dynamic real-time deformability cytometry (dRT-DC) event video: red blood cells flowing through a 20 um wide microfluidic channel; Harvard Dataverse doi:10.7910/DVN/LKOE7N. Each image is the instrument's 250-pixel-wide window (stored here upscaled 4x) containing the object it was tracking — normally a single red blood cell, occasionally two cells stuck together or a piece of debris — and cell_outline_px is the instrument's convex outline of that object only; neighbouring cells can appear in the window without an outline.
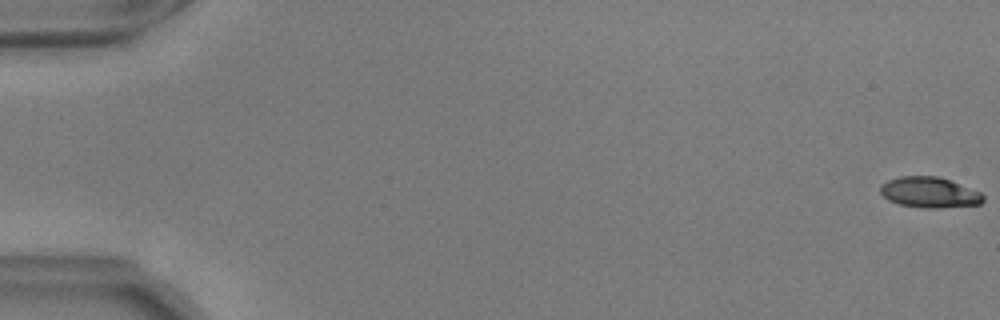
{"species": "common noctule bat (a hibernating species)", "species_latin": "Nyctalus noctula", "temperature_condition": "warm", "stored_images_in_passage": 56, "camera_frame_rate_fps": 3000, "um_per_image_px": 0.085, "animal": {"sex": "male", "body_mass_g": 17.9, "forearm_length_mm": 54.2}, "frame": {"image": 1, "passage_image": 1, "time_ms": 0.0, "image_size_px": [1000, 320], "cell_outline_px": [[984, 200], [980, 204], [940, 208], [924, 208], [900, 204], [888, 200], [880, 192], [880, 184], [888, 180], [900, 176], [940, 176], [980, 192], [984, 196]], "centroid_in_image_um": [78.99, 16.35], "position_along_channel_um": 6.0, "area_um2": 18.38}}
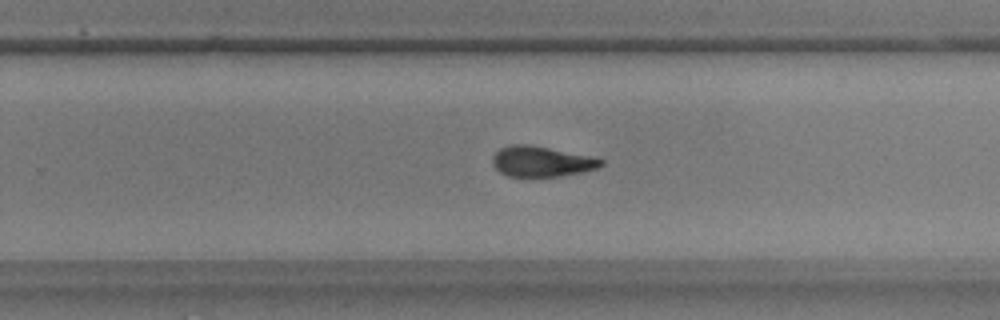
{"frame": {"image": 2, "passage_image": 37, "time_ms": 12.0, "image_size_px": [1000, 320], "cell_outline_px": [[604, 164], [596, 168], [584, 172], [560, 176], [508, 176], [500, 172], [492, 164], [492, 156], [500, 148], [508, 144], [532, 144], [588, 156], [604, 160]], "centroid_in_image_um": [45.99, 13.71], "position_along_channel_um": 283.8, "area_um2": 19.25}}
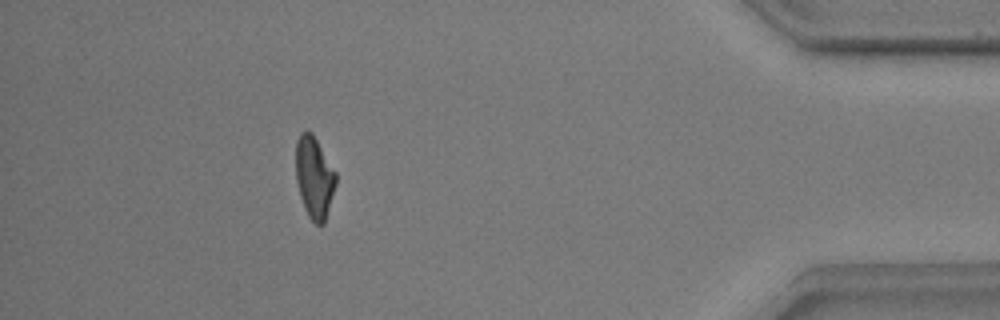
{"frame": {"image": 3, "passage_image": 51, "time_ms": 16.667, "image_size_px": [1000, 320], "cell_outline_px": [[336, 184], [324, 224], [316, 224], [308, 216], [304, 208], [300, 196], [296, 180], [296, 140], [300, 132], [312, 132], [336, 172]], "centroid_in_image_um": [26.71, 15.07], "position_along_channel_um": 408.5, "area_um2": 19.02}, "authors_computed_cell_mechanics": {"area_um2": 19.7676, "velocity_mm_per_s": 3.6819, "shape_relaxation_time_tau1_ms": 5.418, "shape_relaxation_time_tau2_ms": 2.5133, "deformation_change_tau1": 0.1627, "deformation_change_tau2": 0.1024}}